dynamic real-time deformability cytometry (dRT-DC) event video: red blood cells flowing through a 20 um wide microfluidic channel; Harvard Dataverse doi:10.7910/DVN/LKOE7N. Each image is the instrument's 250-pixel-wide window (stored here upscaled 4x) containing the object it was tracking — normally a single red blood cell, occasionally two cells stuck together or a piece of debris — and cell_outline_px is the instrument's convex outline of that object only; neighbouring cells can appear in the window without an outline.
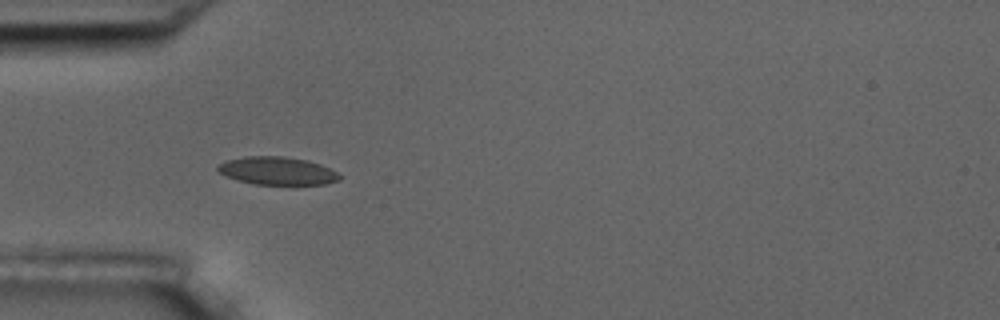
{"species": "common noctule bat (a hibernating species)", "species_latin": "Nyctalus noctula", "temperature_condition": "room temperature", "stored_images_in_passage": 7, "camera_frame_rate_fps": 3000, "um_per_image_px": 0.085, "animal": {"sex": "male", "body_mass_g": 17.5, "forearm_length_mm": 52.3}, "frame": {"image": 1, "passage_image": 6, "time_ms": 5.667, "image_size_px": [1000, 320], "cell_outline_px": [[340, 180], [324, 184], [252, 184], [224, 176], [216, 172], [216, 164], [228, 160], [248, 156], [284, 156], [308, 160], [320, 164], [336, 172], [340, 176]], "centroid_in_image_um": [23.5, 14.52], "position_along_channel_um": 61.5, "area_um2": 19.88}}